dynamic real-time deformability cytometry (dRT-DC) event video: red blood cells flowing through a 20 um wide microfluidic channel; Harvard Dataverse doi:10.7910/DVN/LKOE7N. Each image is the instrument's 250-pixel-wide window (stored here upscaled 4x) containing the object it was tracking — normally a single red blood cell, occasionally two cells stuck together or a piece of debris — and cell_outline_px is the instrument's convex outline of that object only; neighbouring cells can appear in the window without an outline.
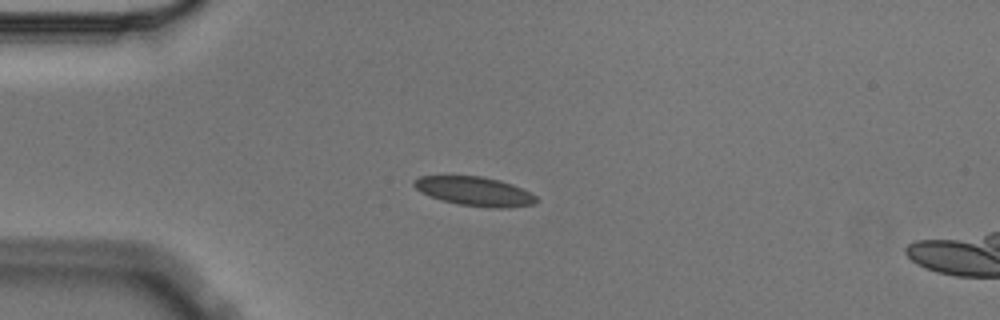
{"species": "Egyptian fruit bat (a non-hibernating species)", "species_latin": "Rousettus aegyptiacus", "temperature_condition": "cold", "stored_images_in_passage": 6, "camera_frame_rate_fps": 3000, "um_per_image_px": 0.085, "animal": {"sex": "male"}, "frame": {"image": 1, "passage_image": 2, "time_ms": 0.333, "image_size_px": [1000, 320], "cell_outline_px": [[536, 200], [532, 204], [508, 208], [496, 208], [460, 204], [440, 200], [428, 196], [420, 192], [412, 184], [412, 180], [420, 176], [480, 176], [500, 180], [512, 184], [536, 196]], "centroid_in_image_um": [40.28, 16.25], "position_along_channel_um": 44.7, "area_um2": 20.58}}
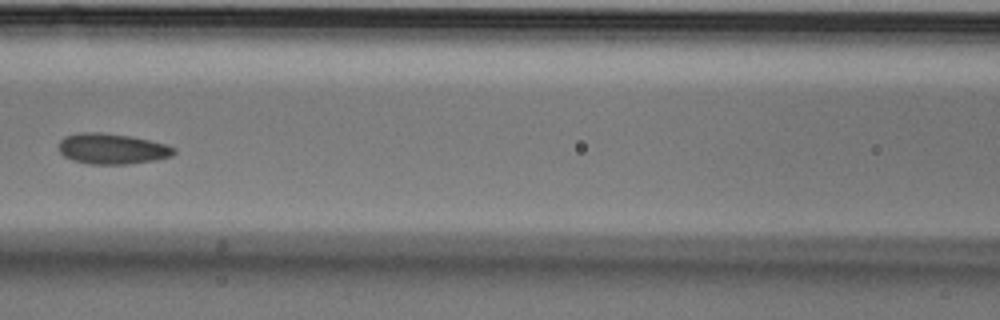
{"frame": {"image": 2, "passage_image": 5, "time_ms": 1.333, "image_size_px": [1000, 320], "cell_outline_px": [[176, 152], [172, 156], [156, 160], [128, 164], [88, 164], [72, 160], [64, 156], [60, 152], [60, 140], [64, 136], [80, 132], [100, 132], [132, 136], [168, 144], [176, 148]], "centroid_in_image_um": [9.56, 12.64], "position_along_channel_um": 157.0, "area_um2": 20.81}}
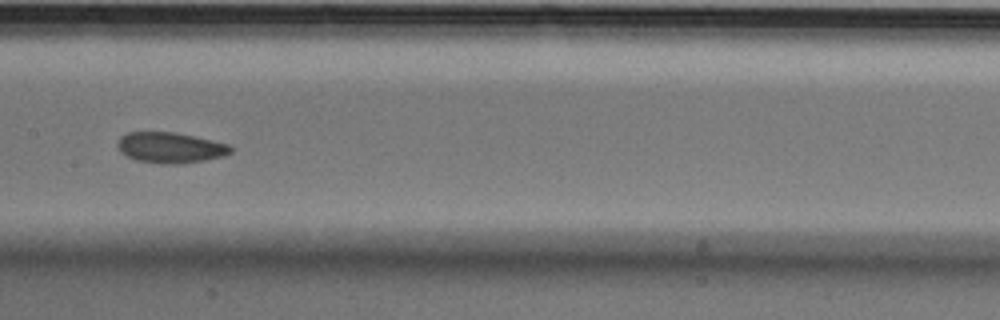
{"frame": {"image": 3, "passage_image": 6, "time_ms": 1.667, "image_size_px": [1000, 320], "cell_outline_px": [[232, 152], [224, 156], [204, 160], [180, 164], [160, 164], [136, 160], [120, 152], [116, 144], [120, 136], [128, 132], [176, 132], [212, 140], [228, 144], [232, 148]], "centroid_in_image_um": [14.46, 12.55], "position_along_channel_um": 192.9, "area_um2": 20.35}}